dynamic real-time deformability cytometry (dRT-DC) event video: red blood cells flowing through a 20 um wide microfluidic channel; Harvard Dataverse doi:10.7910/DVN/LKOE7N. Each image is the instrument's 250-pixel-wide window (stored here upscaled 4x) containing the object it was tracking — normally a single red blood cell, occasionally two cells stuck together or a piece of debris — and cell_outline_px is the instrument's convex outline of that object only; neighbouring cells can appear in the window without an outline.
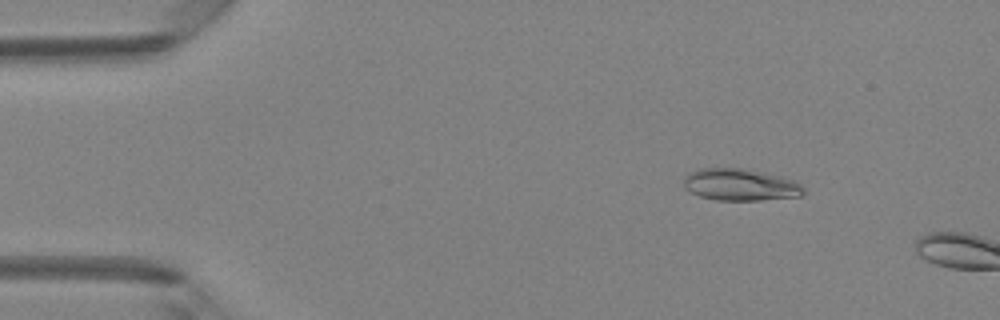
{"species": "Egyptian fruit bat (a non-hibernating species)", "species_latin": "Rousettus aegyptiacus", "temperature_condition": "room temperature", "stored_images_in_passage": 9, "camera_frame_rate_fps": 3000, "um_per_image_px": 0.085, "animal": {"sex": "female"}, "frame": {"image": 1, "passage_image": 6, "time_ms": 1.667, "image_size_px": [1000, 320], "cell_outline_px": [[804, 196], [760, 200], [716, 200], [700, 196], [684, 188], [684, 176], [688, 172], [700, 168], [744, 168], [764, 172], [796, 180], [804, 188]], "centroid_in_image_um": [62.94, 15.69], "position_along_channel_um": 22.1, "area_um2": 22.54}}